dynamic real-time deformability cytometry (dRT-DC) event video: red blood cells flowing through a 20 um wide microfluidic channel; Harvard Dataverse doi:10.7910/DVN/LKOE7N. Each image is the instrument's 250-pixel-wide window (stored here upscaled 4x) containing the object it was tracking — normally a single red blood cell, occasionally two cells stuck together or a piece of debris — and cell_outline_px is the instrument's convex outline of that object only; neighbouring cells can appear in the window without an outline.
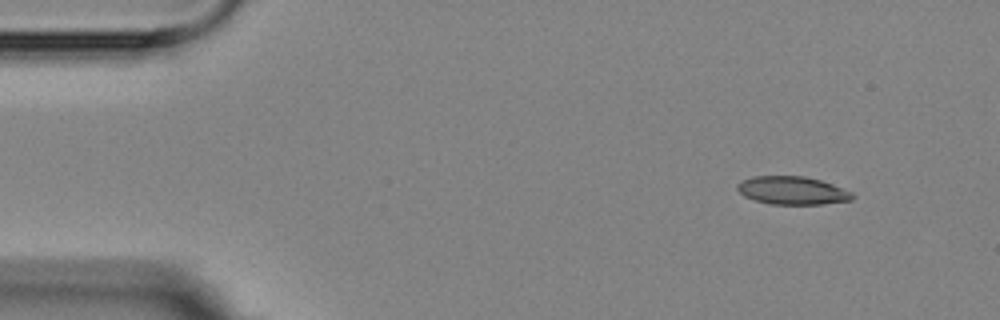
{"species": "Egyptian fruit bat (a non-hibernating species)", "species_latin": "Rousettus aegyptiacus", "temperature_condition": "room temperature", "stored_images_in_passage": 5, "camera_frame_rate_fps": 3000, "um_per_image_px": 0.085, "animal": {"sex": "female"}, "frame": {"image": 1, "passage_image": 1, "time_ms": 0.0, "image_size_px": [1000, 320], "cell_outline_px": [[856, 196], [852, 200], [820, 204], [772, 204], [756, 200], [744, 196], [736, 188], [736, 184], [752, 176], [804, 176], [820, 180], [832, 184], [852, 192]], "centroid_in_image_um": [67.36, 16.19], "position_along_channel_um": 17.6, "area_um2": 18.73}}
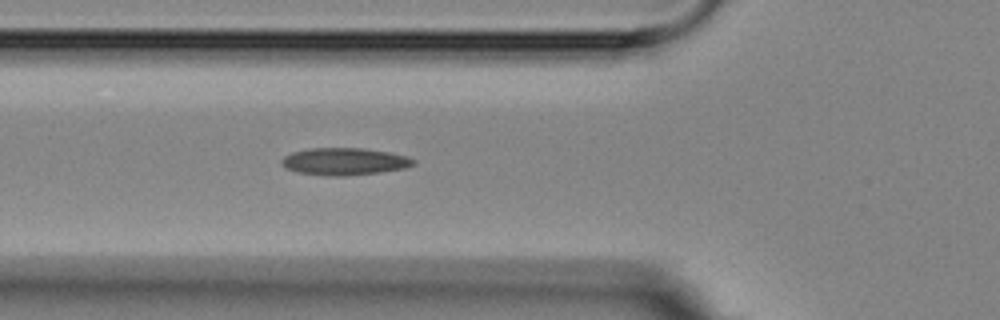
{"frame": {"image": 2, "passage_image": 5, "time_ms": 4.667, "image_size_px": [1000, 320], "cell_outline_px": [[416, 164], [404, 168], [380, 172], [348, 176], [328, 176], [296, 172], [280, 164], [280, 160], [284, 156], [292, 152], [308, 148], [360, 148], [388, 152], [404, 156], [416, 160]], "centroid_in_image_um": [29.24, 13.73], "position_along_channel_um": 96.6, "area_um2": 20.92}}